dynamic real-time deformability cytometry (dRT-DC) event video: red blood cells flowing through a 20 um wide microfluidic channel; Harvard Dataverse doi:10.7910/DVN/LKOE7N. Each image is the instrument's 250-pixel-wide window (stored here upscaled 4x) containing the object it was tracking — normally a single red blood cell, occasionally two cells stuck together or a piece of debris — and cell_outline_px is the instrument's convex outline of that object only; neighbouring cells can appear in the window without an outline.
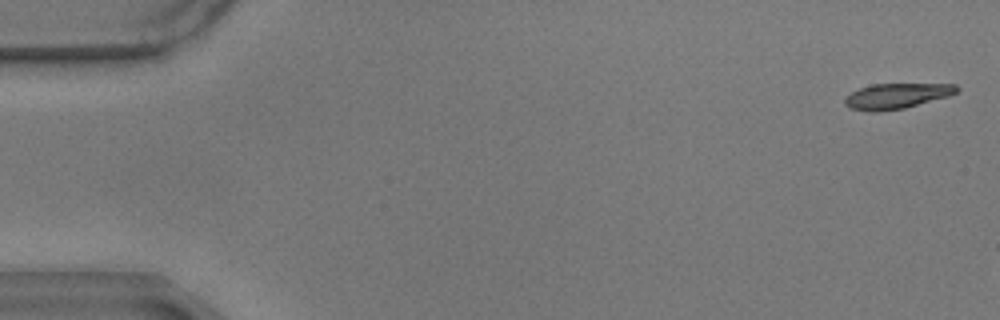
{"species": "common noctule bat (a hibernating species)", "species_latin": "Nyctalus noctula", "temperature_condition": "warm", "stored_images_in_passage": 8, "camera_frame_rate_fps": 3000, "um_per_image_px": 0.085, "animal": {"sex": "male", "body_mass_g": 17.9}, "frame": {"image": 1, "passage_image": 1, "time_ms": 0.0, "image_size_px": [1000, 320], "cell_outline_px": [[960, 88], [956, 92], [948, 96], [904, 108], [880, 112], [868, 112], [848, 108], [844, 104], [844, 100], [852, 92], [860, 88], [872, 84], [956, 84]], "centroid_in_image_um": [76.18, 8.17], "position_along_channel_um": 8.8, "area_um2": 16.53}}